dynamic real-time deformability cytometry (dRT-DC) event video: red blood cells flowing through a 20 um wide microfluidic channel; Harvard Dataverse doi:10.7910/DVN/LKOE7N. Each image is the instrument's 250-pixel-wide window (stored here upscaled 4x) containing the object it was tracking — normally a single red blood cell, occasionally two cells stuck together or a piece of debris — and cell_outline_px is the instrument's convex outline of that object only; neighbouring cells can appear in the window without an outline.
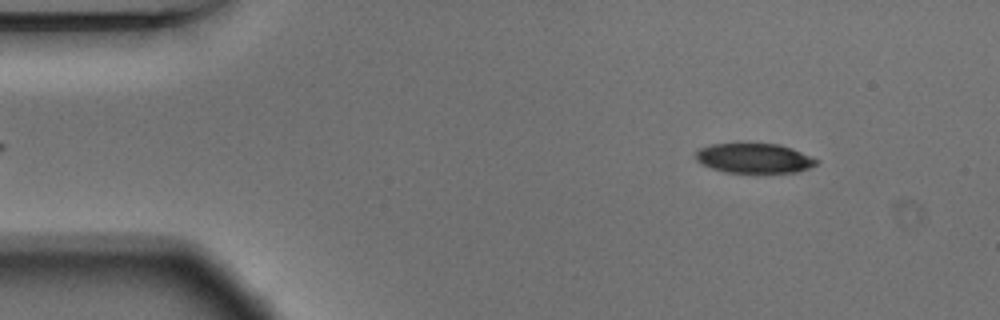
{"species": "Egyptian fruit bat (a non-hibernating species)", "species_latin": "Rousettus aegyptiacus", "temperature_condition": "warm", "stored_images_in_passage": 53, "camera_frame_rate_fps": 3000, "um_per_image_px": 0.085, "animal": {"sex": "male"}, "frame": {"image": 1, "passage_image": 6, "time_ms": 1.667, "image_size_px": [1000, 320], "cell_outline_px": [[820, 160], [816, 164], [808, 168], [796, 172], [728, 172], [712, 168], [700, 164], [696, 160], [696, 152], [700, 148], [712, 144], [744, 140], [776, 144], [792, 148]], "centroid_in_image_um": [64.06, 13.39], "position_along_channel_um": 20.9, "area_um2": 21.56}}
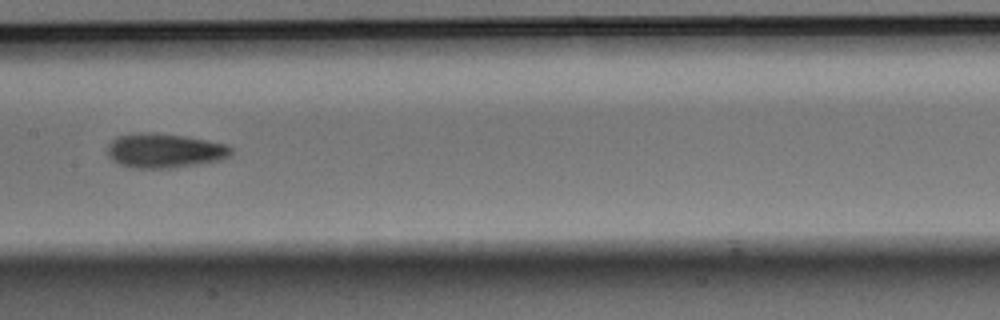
{"frame": {"image": 2, "passage_image": 26, "time_ms": 8.333, "image_size_px": [1000, 320], "cell_outline_px": [[232, 152], [228, 156], [220, 160], [172, 168], [132, 168], [120, 164], [112, 160], [108, 156], [108, 144], [116, 136], [136, 132], [156, 132], [208, 140], [228, 144], [232, 148]], "centroid_in_image_um": [13.96, 12.79], "position_along_channel_um": 193.4, "area_um2": 24.97}}
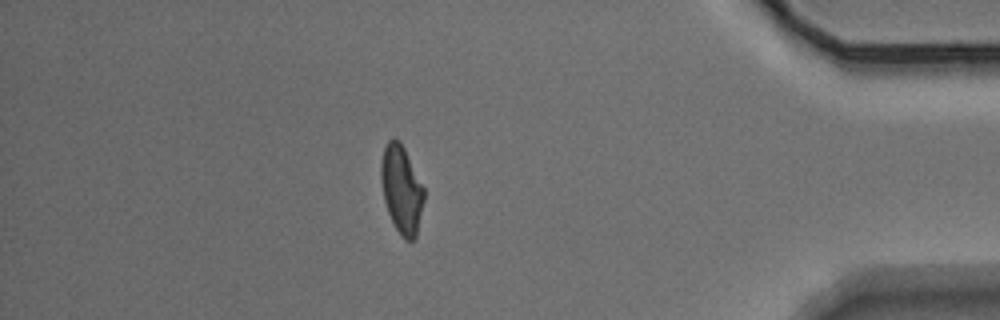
{"frame": {"image": 3, "passage_image": 46, "time_ms": 15.0, "image_size_px": [1000, 320], "cell_outline_px": [[424, 200], [416, 236], [412, 240], [404, 240], [400, 236], [388, 212], [384, 200], [380, 176], [380, 164], [384, 148], [388, 140], [400, 140], [424, 188]], "centroid_in_image_um": [34.12, 16.11], "position_along_channel_um": 401.1, "area_um2": 21.79}, "authors_computed_cell_mechanics": {"area_um2": 22.7154, "velocity_mm_per_s": 3.7365, "shape_relaxation_time_tau1_ms": 4.6887, "shape_relaxation_time_tau2_ms": 3.082, "deformation_change_tau1": 0.1467, "deformation_change_tau2": 0.0994}}